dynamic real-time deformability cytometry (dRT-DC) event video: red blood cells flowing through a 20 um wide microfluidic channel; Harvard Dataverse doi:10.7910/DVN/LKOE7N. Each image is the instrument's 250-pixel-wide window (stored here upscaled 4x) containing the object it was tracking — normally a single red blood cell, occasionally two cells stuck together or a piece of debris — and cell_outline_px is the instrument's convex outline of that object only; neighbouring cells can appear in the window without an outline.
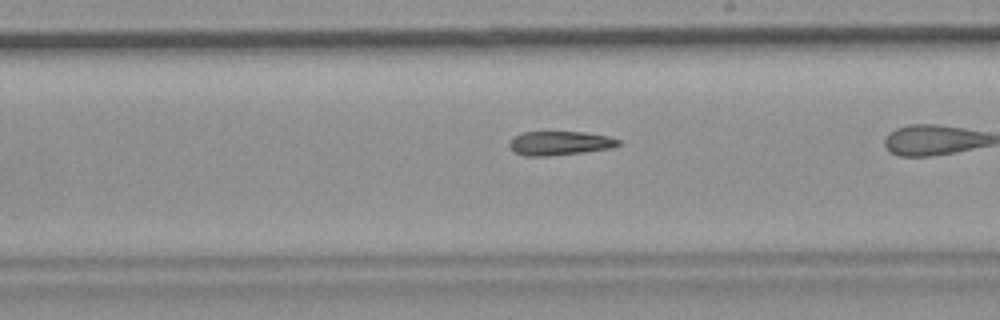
{"species": "common noctule bat (a hibernating species)", "species_latin": "Nyctalus noctula", "temperature_condition": "room temperature", "stored_images_in_passage": 27, "camera_frame_rate_fps": 3000, "um_per_image_px": 0.085, "animal": {"sex": "female", "body_mass_g": 19.9}, "frame": {"image": 1, "passage_image": 16, "time_ms": 5.0, "image_size_px": [1000, 320], "cell_outline_px": [[620, 144], [612, 148], [584, 152], [548, 156], [524, 156], [516, 152], [508, 144], [516, 136], [524, 132], [584, 132], [608, 136], [620, 140]], "centroid_in_image_um": [47.62, 12.17], "position_along_channel_um": 241.4, "area_um2": 15.09}}